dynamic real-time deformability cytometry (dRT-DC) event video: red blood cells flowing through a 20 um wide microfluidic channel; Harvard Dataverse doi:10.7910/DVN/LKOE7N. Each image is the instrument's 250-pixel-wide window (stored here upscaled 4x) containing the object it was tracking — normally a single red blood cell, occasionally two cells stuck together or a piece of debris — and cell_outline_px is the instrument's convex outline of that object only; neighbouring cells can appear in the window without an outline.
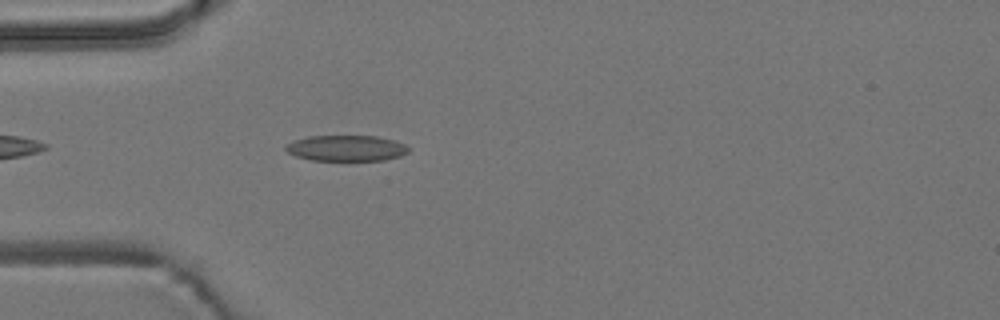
{"species": "common noctule bat (a hibernating species)", "species_latin": "Nyctalus noctula", "temperature_condition": "room temperature", "stored_images_in_passage": 4, "camera_frame_rate_fps": 3000, "um_per_image_px": 0.085, "animal": {"sex": "male", "body_mass_g": 19.2, "forearm_length_mm": 51.8}, "frame": {"image": 1, "passage_image": 4, "time_ms": 3.333, "image_size_px": [1000, 320], "cell_outline_px": [[408, 152], [400, 156], [384, 160], [312, 160], [296, 156], [288, 152], [284, 148], [292, 140], [308, 136], [376, 136], [392, 140], [404, 144], [408, 148]], "centroid_in_image_um": [29.41, 12.59], "position_along_channel_um": 55.6, "area_um2": 18.32}}